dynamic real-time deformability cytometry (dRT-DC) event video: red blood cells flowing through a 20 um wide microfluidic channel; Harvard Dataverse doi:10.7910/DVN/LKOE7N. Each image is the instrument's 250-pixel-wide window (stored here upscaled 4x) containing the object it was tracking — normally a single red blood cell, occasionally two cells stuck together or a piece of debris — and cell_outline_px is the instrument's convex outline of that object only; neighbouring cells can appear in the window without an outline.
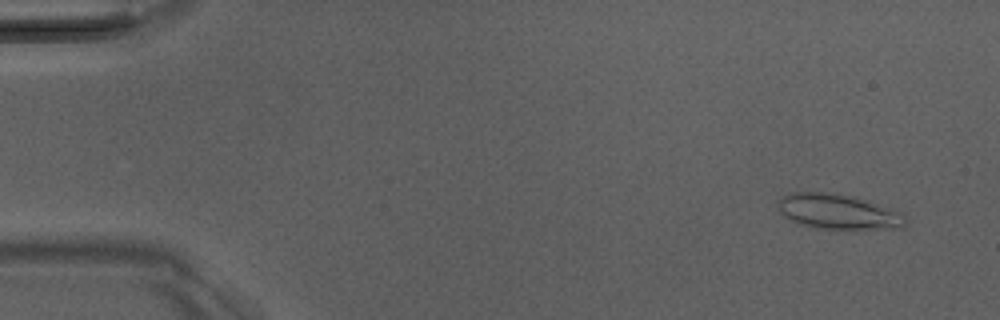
{"species": "Egyptian fruit bat (a non-hibernating species)", "species_latin": "Rousettus aegyptiacus", "temperature_condition": "room temperature", "stored_images_in_passage": 51, "camera_frame_rate_fps": 3000, "um_per_image_px": 0.085, "animal": {"sex": "male"}, "frame": {"image": 1, "passage_image": 4, "time_ms": 1.0, "image_size_px": [1000, 320], "cell_outline_px": [[904, 228], [856, 232], [812, 228], [796, 224], [784, 216], [780, 212], [776, 204], [788, 192], [824, 192], [852, 196], [868, 200], [892, 208], [900, 212], [904, 216]], "centroid_in_image_um": [71.27, 18.06], "position_along_channel_um": 13.7, "area_um2": 27.34}}
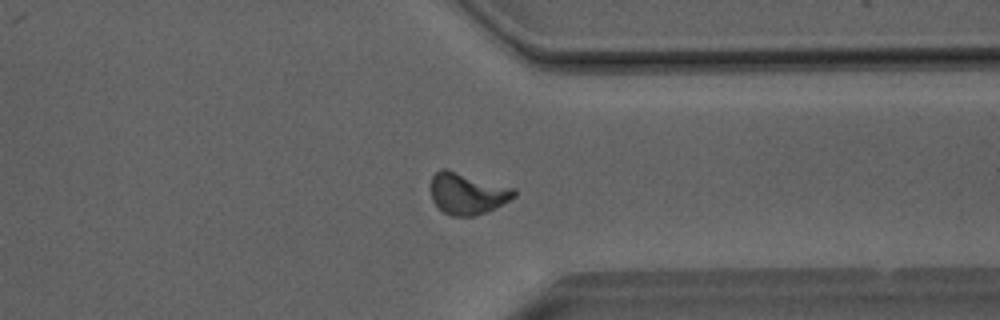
{"frame": {"image": 2, "passage_image": 40, "time_ms": 13.0, "image_size_px": [1000, 320], "cell_outline_px": [[516, 196], [496, 208], [472, 216], [452, 216], [444, 212], [432, 200], [432, 176], [440, 168], [444, 168], [516, 188]], "centroid_in_image_um": [39.75, 16.44], "position_along_channel_um": 371.6, "area_um2": 20.0}}
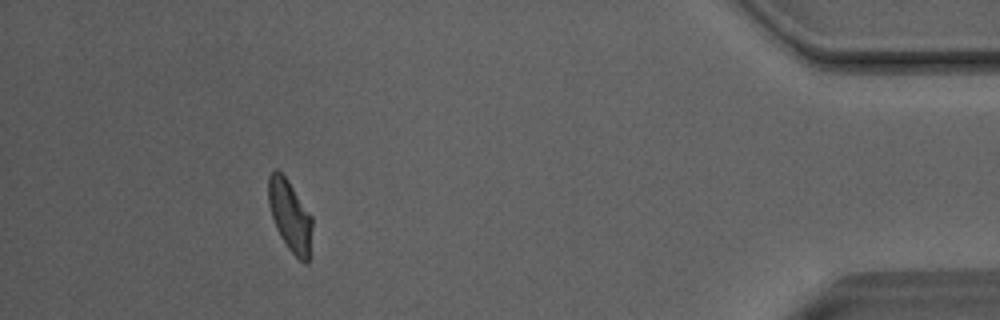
{"frame": {"image": 3, "passage_image": 47, "time_ms": 15.333, "image_size_px": [1000, 320], "cell_outline_px": [[312, 256], [308, 264], [304, 264], [288, 248], [280, 236], [276, 228], [268, 204], [268, 176], [276, 168], [288, 180], [312, 216]], "centroid_in_image_um": [24.69, 18.4], "position_along_channel_um": 410.5, "area_um2": 18.55}, "authors_computed_cell_mechanics": {"area_um2": 19.652, "velocity_mm_per_s": 4.043, "shape_relaxation_time_tau1_ms": null, "shape_relaxation_time_tau2_ms": 2.8548, "deformation_change_tau1": null, "deformation_change_tau2": 0.107}}